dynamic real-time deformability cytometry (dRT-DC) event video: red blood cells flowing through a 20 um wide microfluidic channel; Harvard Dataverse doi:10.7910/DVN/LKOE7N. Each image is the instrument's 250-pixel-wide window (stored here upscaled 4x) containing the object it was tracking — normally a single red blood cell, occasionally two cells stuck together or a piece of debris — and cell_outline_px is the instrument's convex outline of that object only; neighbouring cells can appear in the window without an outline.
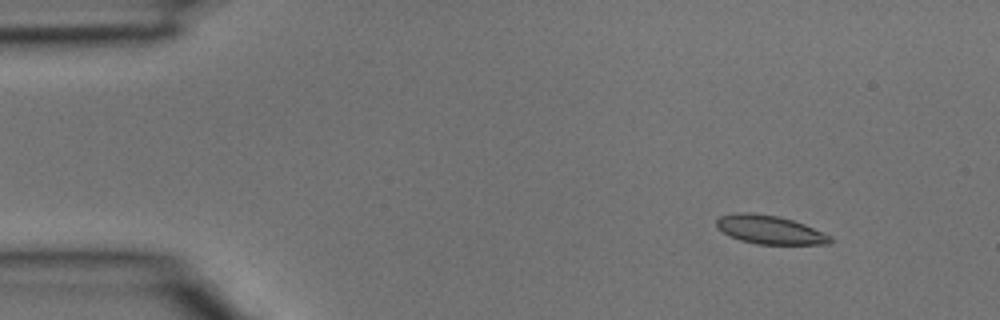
{"species": "common noctule bat (a hibernating species)", "species_latin": "Nyctalus noctula", "temperature_condition": "room temperature", "stored_images_in_passage": 3, "camera_frame_rate_fps": 3000, "um_per_image_px": 0.085, "animal": {"sex": "male", "body_mass_g": 15.6}, "frame": {"image": 1, "passage_image": 1, "time_ms": 0.0, "image_size_px": [1000, 320], "cell_outline_px": [[832, 244], [756, 244], [740, 240], [716, 228], [716, 220], [720, 216], [740, 212], [752, 212], [776, 216], [792, 220], [804, 224], [832, 236]], "centroid_in_image_um": [65.44, 19.53], "position_along_channel_um": 19.6, "area_um2": 18.84}}